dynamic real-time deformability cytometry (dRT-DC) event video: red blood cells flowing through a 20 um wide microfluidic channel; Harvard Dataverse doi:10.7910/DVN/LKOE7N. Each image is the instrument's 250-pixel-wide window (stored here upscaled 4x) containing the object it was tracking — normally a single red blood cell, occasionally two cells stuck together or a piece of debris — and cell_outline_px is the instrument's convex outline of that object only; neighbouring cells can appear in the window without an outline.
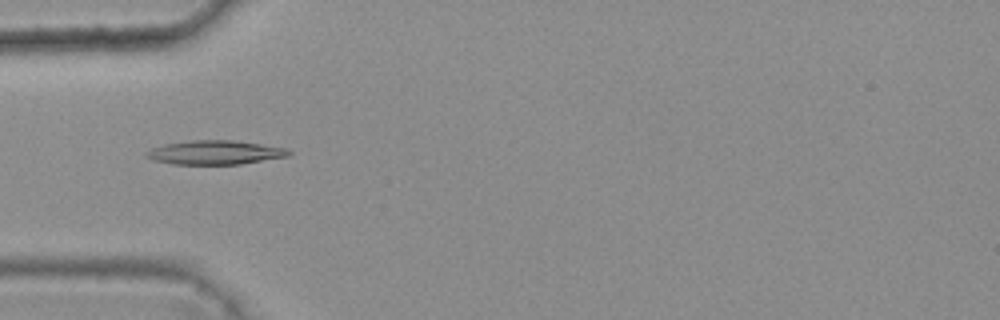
{"species": "common noctule bat (a hibernating species)", "species_latin": "Nyctalus noctula", "temperature_condition": "warm", "stored_images_in_passage": 47, "camera_frame_rate_fps": 3000, "um_per_image_px": 0.085, "animal": {"sex": "female", "body_mass_g": 25.1}, "frame": {"image": 1, "passage_image": 17, "time_ms": 5.333, "image_size_px": [1000, 320], "cell_outline_px": [[292, 152], [288, 156], [240, 164], [172, 164], [152, 160], [144, 156], [144, 152], [152, 148], [164, 144], [188, 140], [232, 140], [288, 148]], "centroid_in_image_um": [18.23, 12.96], "position_along_channel_um": 66.8, "area_um2": 20.0}}
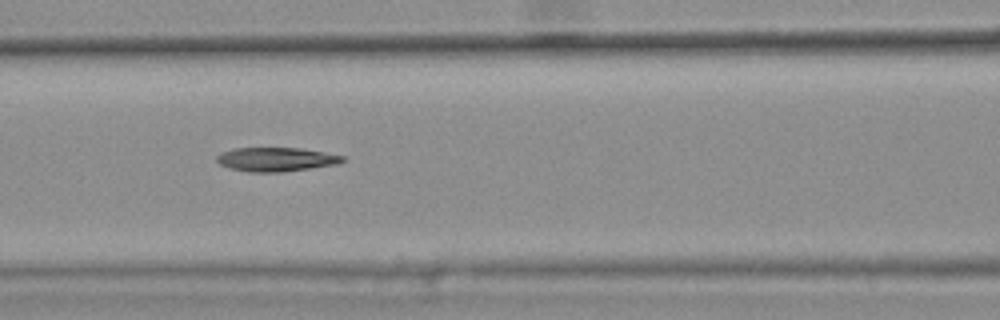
{"frame": {"image": 2, "passage_image": 23, "time_ms": 7.333, "image_size_px": [1000, 320], "cell_outline_px": [[344, 160], [336, 164], [312, 168], [280, 172], [248, 172], [228, 168], [220, 164], [216, 160], [216, 156], [224, 152], [236, 148], [300, 148], [324, 152], [344, 156]], "centroid_in_image_um": [23.45, 13.55], "position_along_channel_um": 143.1, "area_um2": 17.46}}
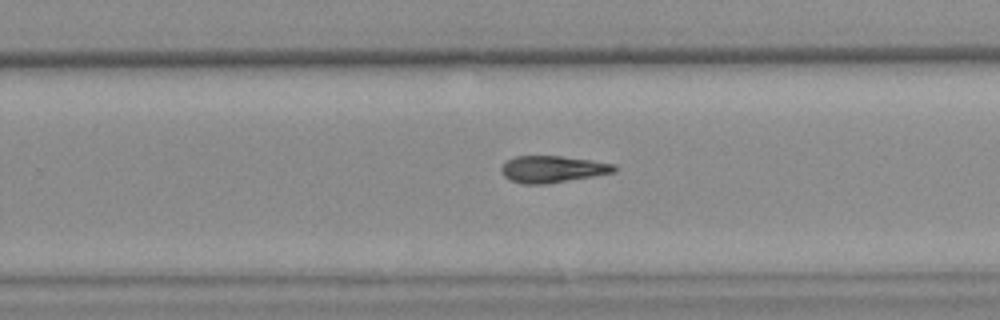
{"frame": {"image": 3, "passage_image": 34, "time_ms": 11.0, "image_size_px": [1000, 320], "cell_outline_px": [[616, 172], [548, 184], [524, 184], [512, 180], [504, 176], [500, 172], [500, 168], [508, 160], [516, 156], [560, 156], [616, 164]], "centroid_in_image_um": [46.96, 14.38], "position_along_channel_um": 282.8, "area_um2": 17.51}}